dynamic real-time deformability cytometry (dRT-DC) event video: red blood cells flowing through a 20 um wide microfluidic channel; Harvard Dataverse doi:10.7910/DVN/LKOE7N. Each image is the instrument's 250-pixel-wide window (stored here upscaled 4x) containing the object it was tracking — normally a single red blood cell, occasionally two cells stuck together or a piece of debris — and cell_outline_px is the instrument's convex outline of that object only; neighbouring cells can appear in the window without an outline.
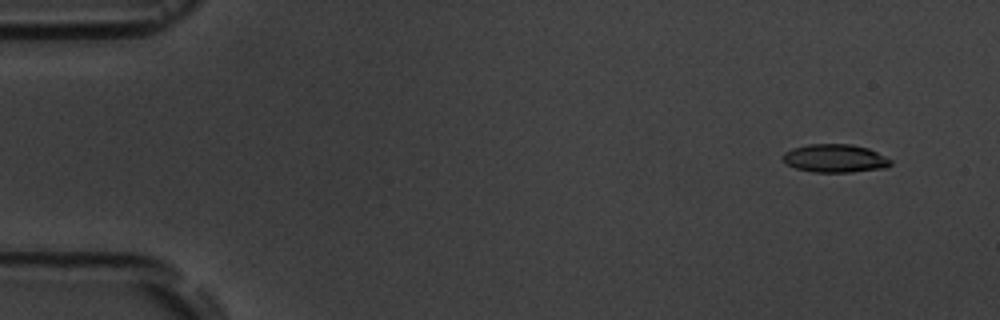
{"species": "common noctule bat (a hibernating species)", "species_latin": "Nyctalus noctula", "temperature_condition": "room temperature", "stored_images_in_passage": 7, "camera_frame_rate_fps": 3000, "um_per_image_px": 0.085, "animal": {"sex": "male", "body_mass_g": 19.5, "forearm_length_mm": 54.6}, "frame": {"image": 1, "passage_image": 1, "time_ms": 0.0, "image_size_px": [1000, 320], "cell_outline_px": [[892, 164], [888, 168], [852, 172], [812, 172], [796, 168], [788, 164], [780, 156], [784, 152], [792, 148], [808, 144], [852, 144], [868, 148], [892, 160]], "centroid_in_image_um": [70.99, 13.46], "position_along_channel_um": 14.0, "area_um2": 17.86}}
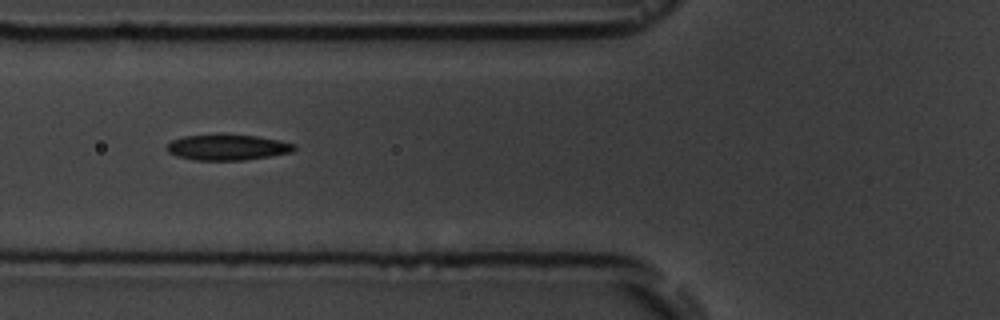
{"frame": {"image": 2, "passage_image": 6, "time_ms": 5.667, "image_size_px": [1000, 320], "cell_outline_px": [[296, 148], [292, 152], [244, 160], [192, 160], [176, 156], [168, 152], [168, 144], [172, 140], [184, 136], [220, 132], [256, 136], [280, 140], [296, 144]], "centroid_in_image_um": [19.32, 12.49], "position_along_channel_um": 106.5, "area_um2": 19.59}}
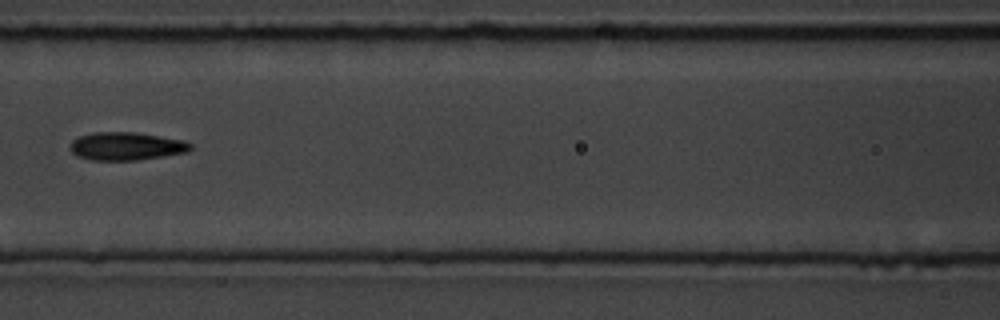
{"frame": {"image": 3, "passage_image": 7, "time_ms": 7.0, "image_size_px": [1000, 320], "cell_outline_px": [[192, 148], [188, 152], [164, 156], [136, 160], [92, 160], [76, 156], [68, 148], [72, 140], [80, 136], [96, 132], [136, 132], [184, 140], [192, 144]], "centroid_in_image_um": [10.73, 12.43], "position_along_channel_um": 155.9, "area_um2": 19.77}}